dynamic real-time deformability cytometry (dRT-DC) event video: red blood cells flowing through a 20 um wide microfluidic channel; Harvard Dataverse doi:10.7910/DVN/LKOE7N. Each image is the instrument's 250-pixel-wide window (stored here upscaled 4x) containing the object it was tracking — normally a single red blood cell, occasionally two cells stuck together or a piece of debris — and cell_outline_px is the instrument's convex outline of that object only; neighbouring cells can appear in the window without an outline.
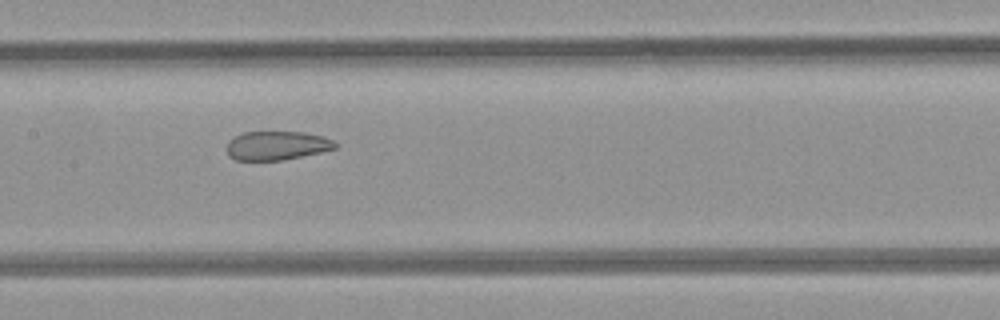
{"species": "common noctule bat (a hibernating species)", "species_latin": "Nyctalus noctula", "temperature_condition": "room temperature", "stored_images_in_passage": 9, "camera_frame_rate_fps": 3000, "um_per_image_px": 0.085, "animal": {"sex": "female", "body_mass_g": 21.9}, "frame": {"image": 1, "passage_image": 7, "time_ms": 7.667, "image_size_px": [1000, 320], "cell_outline_px": [[336, 148], [320, 152], [284, 160], [236, 160], [228, 156], [228, 140], [244, 132], [304, 132], [324, 136], [332, 140], [336, 144]], "centroid_in_image_um": [23.53, 12.37], "position_along_channel_um": 183.9, "area_um2": 18.15}}
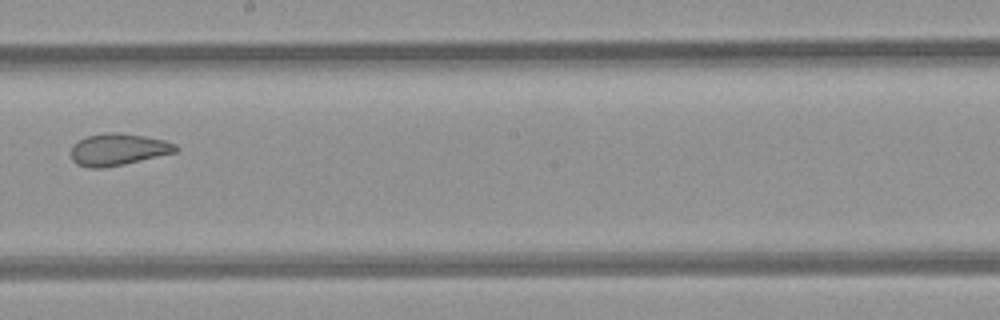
{"frame": {"image": 2, "passage_image": 8, "time_ms": 9.0, "image_size_px": [1000, 320], "cell_outline_px": [[180, 148], [176, 152], [124, 164], [104, 168], [88, 168], [76, 164], [72, 160], [72, 144], [88, 136], [104, 132], [120, 132], [144, 136], [164, 140], [176, 144]], "centroid_in_image_um": [10.04, 12.7], "position_along_channel_um": 238.2, "area_um2": 19.54}}
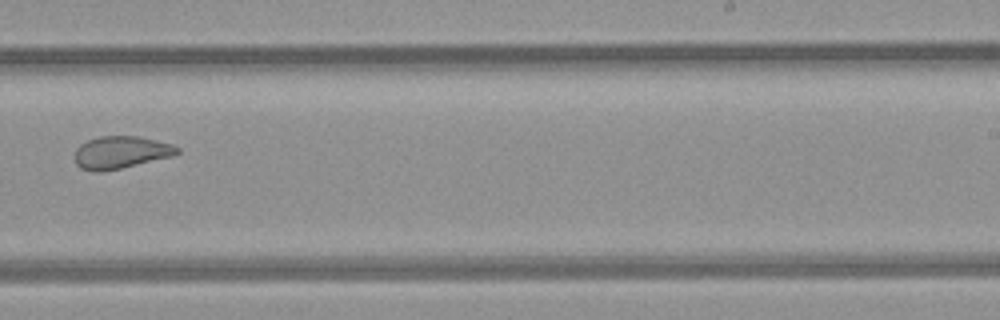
{"frame": {"image": 3, "passage_image": 9, "time_ms": 10.0, "image_size_px": [1000, 320], "cell_outline_px": [[180, 152], [172, 156], [120, 168], [100, 172], [96, 172], [80, 168], [76, 164], [72, 156], [76, 148], [80, 144], [88, 140], [100, 136], [140, 136], [172, 144], [180, 148]], "centroid_in_image_um": [10.23, 12.94], "position_along_channel_um": 278.8, "area_um2": 19.48}}